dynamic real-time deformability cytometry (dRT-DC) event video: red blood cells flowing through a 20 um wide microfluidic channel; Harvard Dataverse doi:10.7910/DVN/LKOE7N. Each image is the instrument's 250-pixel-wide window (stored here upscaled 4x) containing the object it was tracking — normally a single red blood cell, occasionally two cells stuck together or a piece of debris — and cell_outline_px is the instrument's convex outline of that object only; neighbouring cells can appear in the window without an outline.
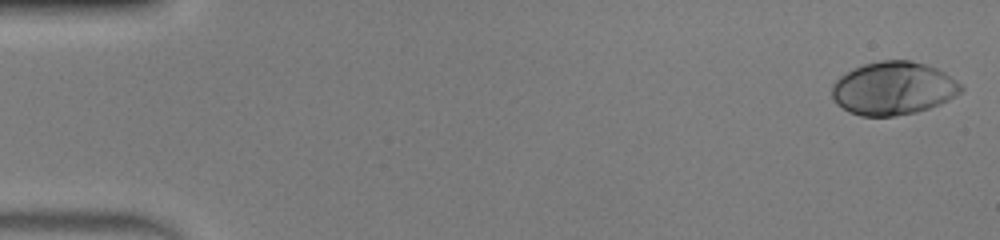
{"species": "human", "species_latin": "Homo sapiens", "temperature_condition": "warm", "stored_images_in_passage": 49, "camera_frame_rate_fps": 3000, "um_per_image_px": 0.085, "donor": {"sex": "male"}, "frame": {"image": 1, "passage_image": 1, "time_ms": 0.0, "image_size_px": [1000, 240], "cell_outline_px": [[964, 88], [956, 96], [940, 104], [916, 112], [892, 116], [860, 116], [848, 112], [836, 104], [832, 96], [832, 84], [840, 76], [864, 64], [880, 60], [912, 60], [936, 68], [944, 72], [956, 80]], "centroid_in_image_um": [75.92, 7.51], "position_along_channel_um": 9.1, "area_um2": 39.94}}
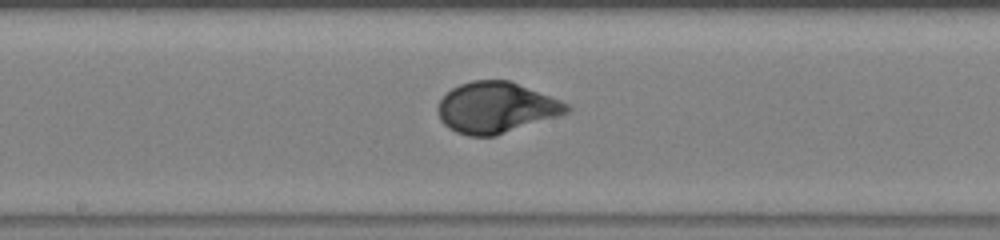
{"frame": {"image": 2, "passage_image": 26, "time_ms": 8.333, "image_size_px": [1000, 240], "cell_outline_px": [[572, 108], [568, 112], [496, 136], [468, 136], [456, 132], [448, 128], [440, 120], [436, 112], [436, 108], [440, 100], [452, 88], [460, 84], [472, 80], [508, 80], [560, 100], [568, 104]], "centroid_in_image_um": [42.12, 9.15], "position_along_channel_um": 206.1, "area_um2": 38.03}}
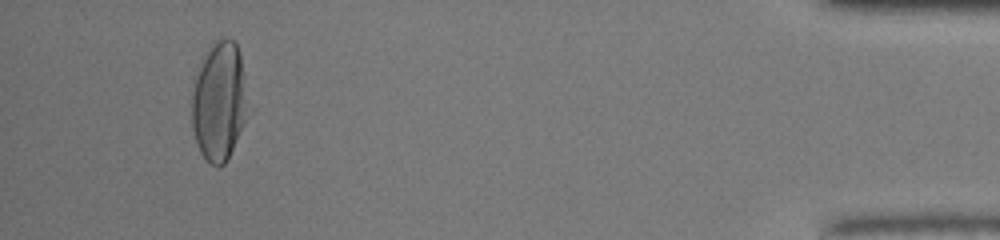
{"frame": {"image": 3, "passage_image": 46, "time_ms": 15.0, "image_size_px": [1000, 240], "cell_outline_px": [[252, 112], [224, 164], [216, 168], [200, 152], [192, 128], [192, 76], [216, 40], [232, 40], [236, 44], [240, 52], [252, 108]], "centroid_in_image_um": [18.68, 8.64], "position_along_channel_um": 416.5, "area_um2": 39.88}, "authors_computed_cell_mechanics": {"area_um2": 38.4948, "velocity_mm_per_s": 4.1934, "shape_relaxation_time_tau1_ms": 3.1438, "shape_relaxation_time_tau2_ms": null, "deformation_change_tau1": 0.2101, "deformation_change_tau2": null}}